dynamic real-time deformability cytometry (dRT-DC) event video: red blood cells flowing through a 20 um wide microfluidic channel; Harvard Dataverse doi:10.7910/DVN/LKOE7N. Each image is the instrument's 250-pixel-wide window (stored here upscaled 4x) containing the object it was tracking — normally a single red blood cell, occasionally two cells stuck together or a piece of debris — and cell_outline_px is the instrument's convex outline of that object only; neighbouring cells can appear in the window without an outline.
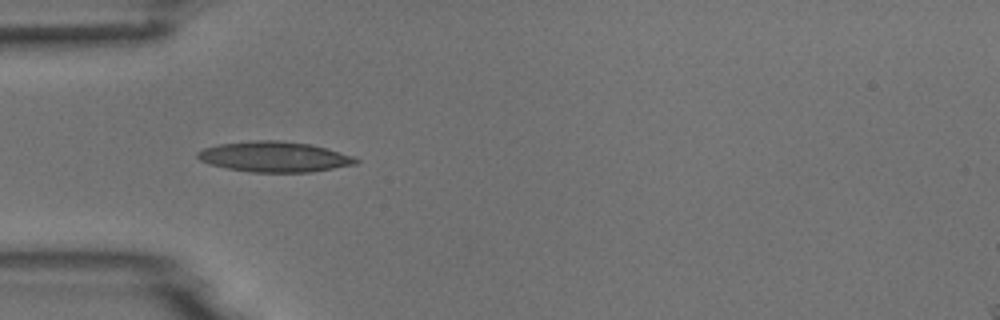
{"species": "common noctule bat (a hibernating species)", "species_latin": "Nyctalus noctula", "temperature_condition": "room temperature", "stored_images_in_passage": 5, "camera_frame_rate_fps": 3000, "um_per_image_px": 0.085, "animal": {"sex": "male", "body_mass_g": 18.8}, "frame": {"image": 1, "passage_image": 4, "time_ms": 3.667, "image_size_px": [1000, 320], "cell_outline_px": [[360, 160], [356, 164], [312, 172], [252, 172], [228, 168], [208, 164], [200, 160], [196, 156], [196, 152], [204, 148], [220, 144], [248, 140], [276, 140], [312, 144], [328, 148], [352, 156]], "centroid_in_image_um": [23.32, 13.32], "position_along_channel_um": 61.7, "area_um2": 28.15}}